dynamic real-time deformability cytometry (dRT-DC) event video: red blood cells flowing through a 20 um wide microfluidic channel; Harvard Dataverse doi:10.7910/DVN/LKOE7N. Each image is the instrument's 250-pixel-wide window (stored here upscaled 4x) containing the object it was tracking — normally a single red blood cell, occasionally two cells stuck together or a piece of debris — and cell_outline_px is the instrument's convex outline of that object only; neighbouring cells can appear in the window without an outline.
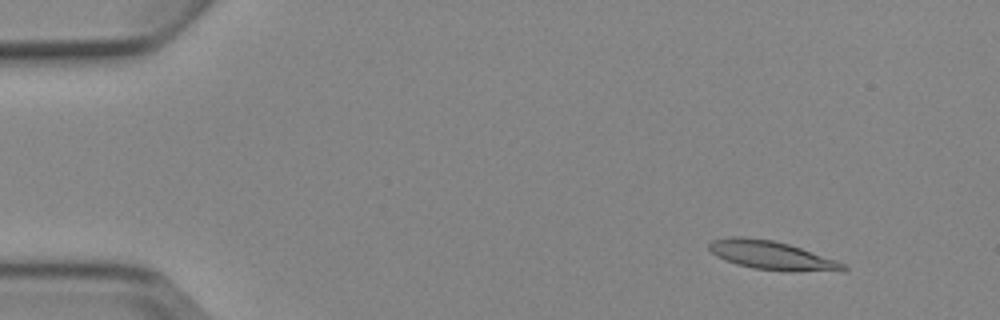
{"species": "Egyptian fruit bat (a non-hibernating species)", "species_latin": "Rousettus aegyptiacus", "temperature_condition": "cold", "stored_images_in_passage": 5, "camera_frame_rate_fps": 3000, "um_per_image_px": 0.085, "animal": {"sex": "female"}, "frame": {"image": 1, "passage_image": 2, "time_ms": 1.333, "image_size_px": [1000, 320], "cell_outline_px": [[848, 268], [844, 272], [788, 272], [752, 268], [736, 264], [724, 260], [716, 256], [708, 248], [708, 244], [712, 240], [728, 236], [744, 236], [772, 240], [788, 244], [836, 260], [844, 264]], "centroid_in_image_um": [65.61, 21.72], "position_along_channel_um": 19.4, "area_um2": 22.89}}
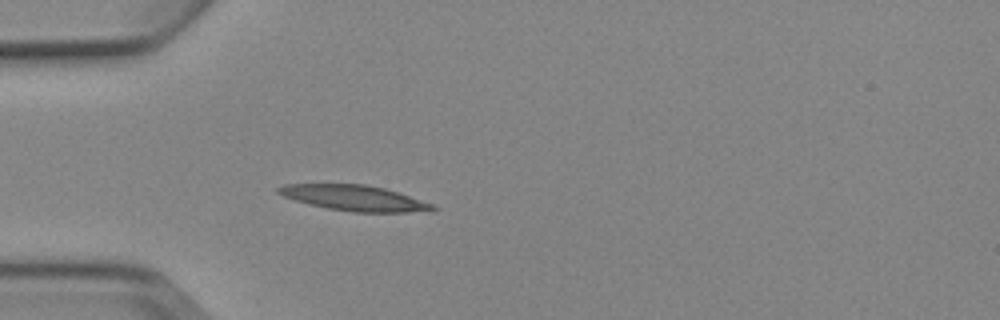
{"frame": {"image": 2, "passage_image": 5, "time_ms": 4.667, "image_size_px": [1000, 320], "cell_outline_px": [[440, 208], [432, 212], [352, 212], [328, 208], [308, 204], [284, 196], [276, 192], [276, 188], [284, 184], [364, 184], [384, 188], [432, 204]], "centroid_in_image_um": [30.14, 16.84], "position_along_channel_um": 54.9, "area_um2": 22.89}}